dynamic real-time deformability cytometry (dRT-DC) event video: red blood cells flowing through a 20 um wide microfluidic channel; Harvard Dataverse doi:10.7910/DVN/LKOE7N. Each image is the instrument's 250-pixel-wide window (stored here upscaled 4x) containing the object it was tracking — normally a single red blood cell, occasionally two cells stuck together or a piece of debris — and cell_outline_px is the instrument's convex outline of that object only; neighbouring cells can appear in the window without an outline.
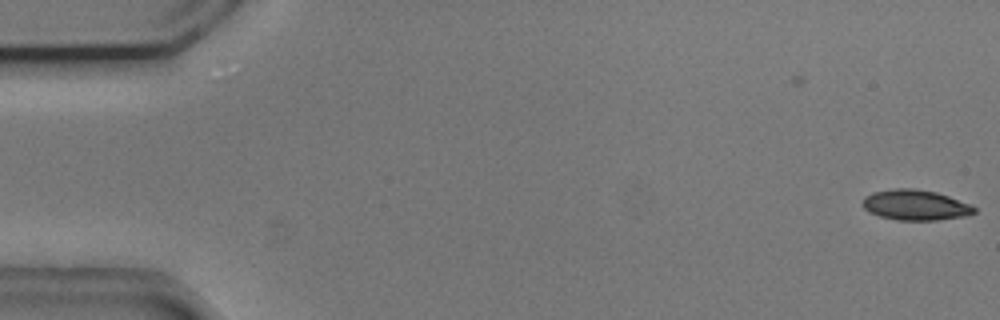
{"species": "common noctule bat (a hibernating species)", "species_latin": "Nyctalus noctula", "temperature_condition": "cold", "stored_images_in_passage": 5, "camera_frame_rate_fps": 3000, "um_per_image_px": 0.085, "animal": {"sex": "male", "body_mass_g": 20.5, "forearm_length_mm": 52.5}, "frame": {"image": 1, "passage_image": 5, "time_ms": 1.333, "image_size_px": [1000, 320], "cell_outline_px": [[976, 212], [964, 216], [936, 220], [896, 220], [880, 216], [868, 212], [864, 208], [864, 196], [872, 192], [892, 188], [916, 188], [936, 192], [972, 204], [976, 208]], "centroid_in_image_um": [77.81, 17.42], "position_along_channel_um": 7.2, "area_um2": 19.88}}